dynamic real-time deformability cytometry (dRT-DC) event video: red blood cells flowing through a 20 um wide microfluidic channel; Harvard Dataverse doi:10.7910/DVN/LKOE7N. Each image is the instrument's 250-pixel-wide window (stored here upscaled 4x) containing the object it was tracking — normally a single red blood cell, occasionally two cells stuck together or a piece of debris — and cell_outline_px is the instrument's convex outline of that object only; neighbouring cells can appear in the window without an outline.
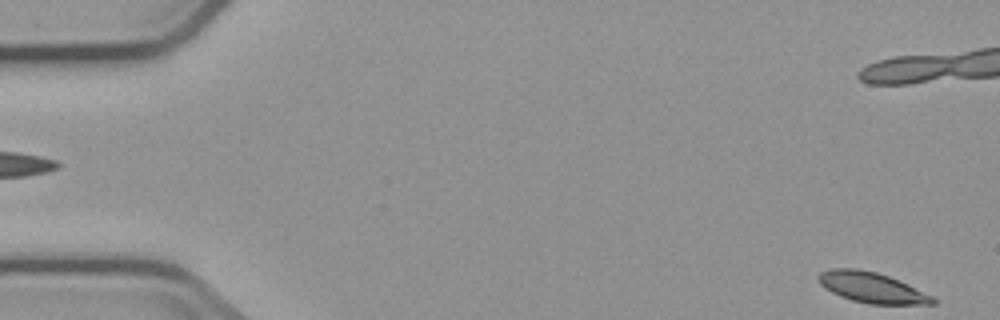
{"species": "common noctule bat (a hibernating species)", "species_latin": "Nyctalus noctula", "temperature_condition": "cold", "stored_images_in_passage": 3, "segment_of_instrument_passage": [2, 2], "camera_frame_rate_fps": 3000, "um_per_image_px": 0.085, "animal": {"sex": "male", "body_mass_g": 23.1, "forearm_length_mm": 52.7}, "frame": {"image": 1, "passage_image": 3, "time_ms": 2.333, "image_size_px": [1000, 320], "cell_outline_px": [[936, 304], [868, 304], [852, 300], [840, 296], [824, 288], [820, 284], [816, 276], [820, 272], [832, 268], [856, 268], [876, 272], [888, 276], [908, 284], [932, 296], [936, 300]], "centroid_in_image_um": [74.07, 24.44], "position_along_channel_um": 10.9, "area_um2": 20.29}}